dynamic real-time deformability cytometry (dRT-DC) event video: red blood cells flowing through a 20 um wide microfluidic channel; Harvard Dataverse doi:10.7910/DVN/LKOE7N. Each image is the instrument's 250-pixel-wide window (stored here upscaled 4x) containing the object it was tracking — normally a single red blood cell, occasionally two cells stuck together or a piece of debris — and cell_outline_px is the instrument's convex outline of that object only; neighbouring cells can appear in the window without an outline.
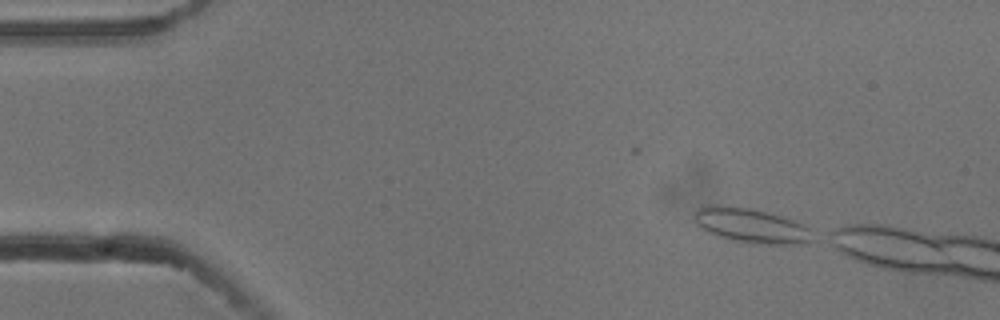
{"species": "common noctule bat (a hibernating species)", "species_latin": "Nyctalus noctula", "temperature_condition": "cold", "stored_images_in_passage": 3, "camera_frame_rate_fps": 3000, "um_per_image_px": 0.085, "animal": {"sex": "male", "body_mass_g": 13.3}, "frame": {"image": 1, "passage_image": 1, "time_ms": 0.0, "image_size_px": [1000, 320], "cell_outline_px": [[812, 240], [800, 244], [752, 244], [728, 240], [708, 232], [696, 224], [696, 212], [700, 208], [708, 204], [716, 204], [748, 208], [768, 212], [796, 220], [808, 228]], "centroid_in_image_um": [63.83, 19.18], "position_along_channel_um": 21.2, "area_um2": 23.81}}